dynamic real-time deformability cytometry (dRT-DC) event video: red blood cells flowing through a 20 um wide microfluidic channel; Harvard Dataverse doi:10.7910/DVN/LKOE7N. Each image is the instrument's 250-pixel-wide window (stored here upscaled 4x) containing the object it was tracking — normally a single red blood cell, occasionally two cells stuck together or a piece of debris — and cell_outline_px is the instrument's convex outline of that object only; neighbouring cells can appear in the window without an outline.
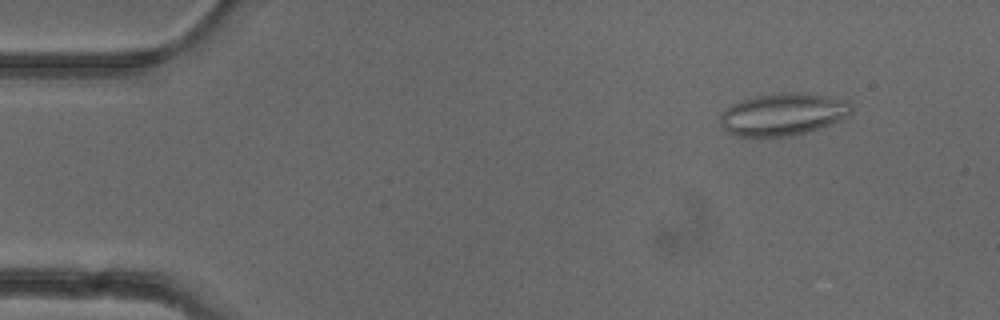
{"species": "common noctule bat (a hibernating species)", "species_latin": "Nyctalus noctula", "temperature_condition": "cold", "stored_images_in_passage": 4, "camera_frame_rate_fps": 3000, "um_per_image_px": 0.085, "animal": {"sex": "female"}, "frame": {"image": 1, "passage_image": 1, "time_ms": 0.0, "image_size_px": [1000, 320], "cell_outline_px": [[852, 112], [848, 116], [840, 120], [804, 132], [784, 136], [736, 136], [728, 132], [720, 124], [720, 112], [732, 104], [756, 96], [780, 92], [800, 92], [848, 100], [852, 104]], "centroid_in_image_um": [66.54, 9.7], "position_along_channel_um": 18.5, "area_um2": 32.02}}